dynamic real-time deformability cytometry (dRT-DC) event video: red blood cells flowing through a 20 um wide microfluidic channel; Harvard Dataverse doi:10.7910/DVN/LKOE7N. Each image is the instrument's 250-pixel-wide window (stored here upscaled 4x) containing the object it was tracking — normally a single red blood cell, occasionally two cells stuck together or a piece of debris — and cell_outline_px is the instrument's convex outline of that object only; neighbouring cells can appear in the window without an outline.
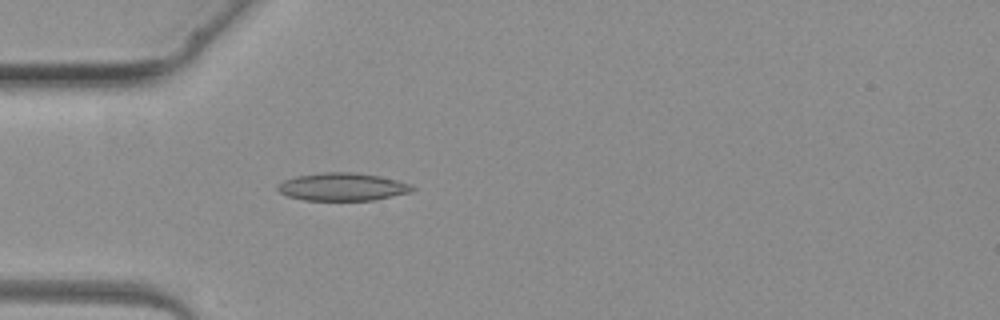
{"species": "common noctule bat (a hibernating species)", "species_latin": "Nyctalus noctula", "temperature_condition": "warm", "stored_images_in_passage": 3, "camera_frame_rate_fps": 3000, "um_per_image_px": 0.085, "animal": {"sex": "female", "body_mass_g": 19.3, "forearm_length_mm": 54.1}, "frame": {"image": 1, "passage_image": 3, "time_ms": 2.333, "image_size_px": [1000, 320], "cell_outline_px": [[416, 188], [412, 192], [376, 200], [304, 200], [288, 196], [280, 192], [276, 188], [276, 184], [284, 180], [296, 176], [324, 172], [352, 172], [380, 176], [412, 184]], "centroid_in_image_um": [29.13, 15.88], "position_along_channel_um": 55.9, "area_um2": 21.96}}